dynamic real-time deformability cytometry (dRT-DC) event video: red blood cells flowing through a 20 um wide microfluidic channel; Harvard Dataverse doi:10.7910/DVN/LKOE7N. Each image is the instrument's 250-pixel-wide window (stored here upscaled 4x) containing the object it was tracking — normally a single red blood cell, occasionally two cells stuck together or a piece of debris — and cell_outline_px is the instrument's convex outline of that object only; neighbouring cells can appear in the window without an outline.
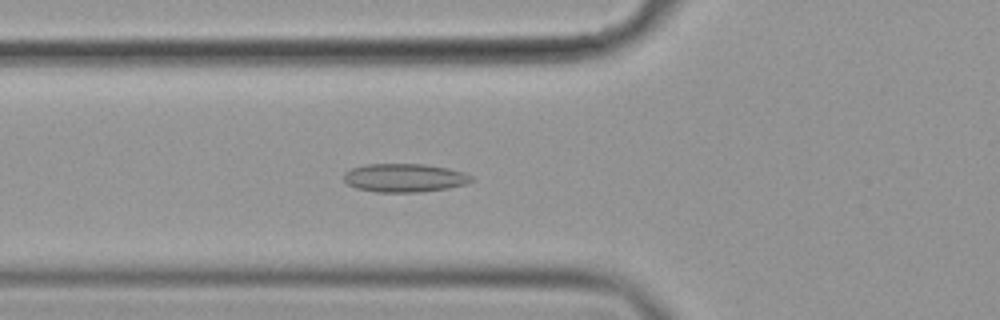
{"species": "common noctule bat (a hibernating species)", "species_latin": "Nyctalus noctula", "temperature_condition": "cold", "stored_images_in_passage": 57, "camera_frame_rate_fps": 3000, "um_per_image_px": 0.085, "animal": {"sex": "female", "body_mass_g": 19.9}, "frame": {"image": 1, "passage_image": 21, "time_ms": 6.667, "image_size_px": [1000, 320], "cell_outline_px": [[476, 180], [464, 184], [448, 188], [420, 192], [376, 192], [356, 188], [348, 184], [344, 180], [344, 172], [352, 168], [364, 164], [424, 164], [448, 168], [464, 172], [472, 176]], "centroid_in_image_um": [34.39, 15.11], "position_along_channel_um": 91.4, "area_um2": 21.27}}
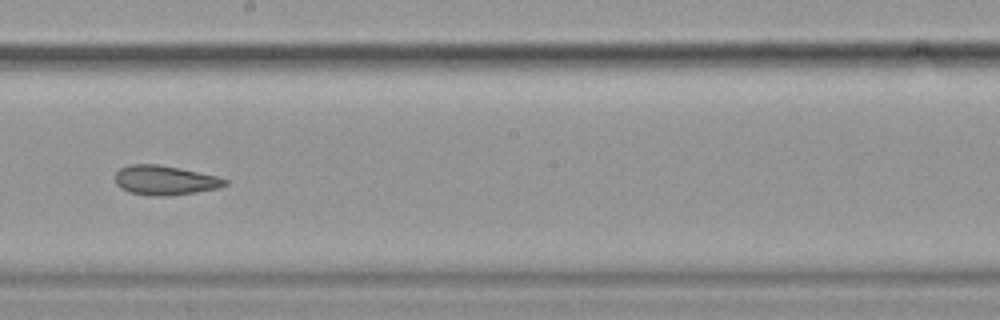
{"frame": {"image": 2, "passage_image": 33, "time_ms": 10.667, "image_size_px": [1000, 320], "cell_outline_px": [[228, 184], [220, 188], [196, 192], [168, 196], [148, 196], [128, 192], [120, 188], [116, 184], [116, 172], [120, 168], [128, 164], [160, 164], [180, 168], [216, 176], [228, 180]], "centroid_in_image_um": [14.0, 15.33], "position_along_channel_um": 234.2, "area_um2": 19.07}}
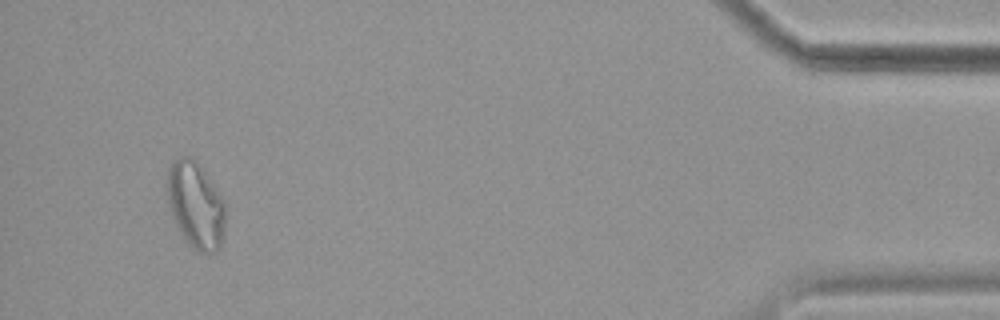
{"frame": {"image": 3, "passage_image": 54, "time_ms": 17.667, "image_size_px": [1000, 320], "cell_outline_px": [[224, 236], [220, 248], [216, 252], [200, 252], [188, 244], [184, 240], [172, 216], [168, 200], [168, 168], [180, 156], [192, 156], [196, 160], [212, 184], [224, 204]], "centroid_in_image_um": [16.62, 17.46], "position_along_channel_um": 418.6, "area_um2": 28.78}, "authors_computed_cell_mechanics": {"area_um2": 22.0796, "velocity_mm_per_s": 3.5714, "shape_relaxation_time_tau1_ms": null, "shape_relaxation_time_tau2_ms": 3.0876, "deformation_change_tau1": null, "deformation_change_tau2": 0.1057}}